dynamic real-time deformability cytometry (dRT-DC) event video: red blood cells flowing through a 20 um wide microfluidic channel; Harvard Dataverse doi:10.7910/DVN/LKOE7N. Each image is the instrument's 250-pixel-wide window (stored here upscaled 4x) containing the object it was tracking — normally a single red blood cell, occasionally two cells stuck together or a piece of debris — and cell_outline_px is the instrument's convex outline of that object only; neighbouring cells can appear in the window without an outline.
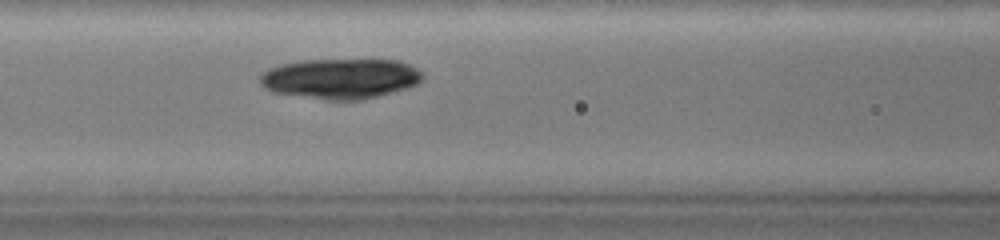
{"species": "common noctule bat (a hibernating species)", "species_latin": "Nyctalus noctula", "temperature_condition": "warm", "stored_images_in_passage": 44, "camera_frame_rate_fps": 3000, "um_per_image_px": 0.085, "animal": {"sex": "female", "body_mass_g": 19.0, "forearm_length_mm": 51.5}, "frame": {"image": 1, "passage_image": 15, "time_ms": 4.667, "image_size_px": [1000, 240], "cell_outline_px": [[424, 76], [416, 84], [404, 88], [376, 96], [360, 100], [328, 100], [272, 92], [264, 88], [260, 84], [260, 76], [268, 68], [284, 64], [304, 60], [400, 60], [416, 68]], "centroid_in_image_um": [28.9, 6.68], "position_along_channel_um": 137.7, "area_um2": 37.74}}
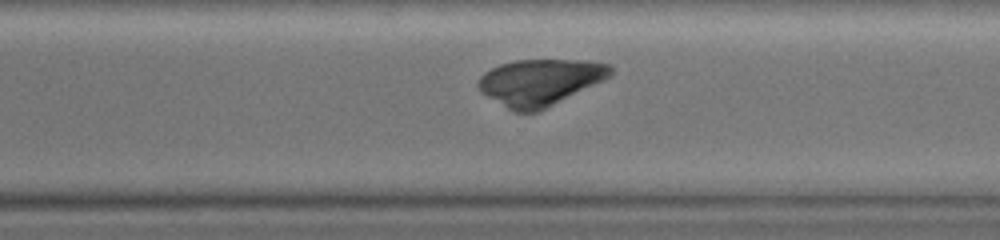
{"frame": {"image": 2, "passage_image": 34, "time_ms": 11.0, "image_size_px": [1000, 240], "cell_outline_px": [[612, 76], [604, 80], [536, 112], [512, 112], [488, 96], [476, 84], [480, 76], [484, 72], [500, 64], [516, 60], [584, 60], [612, 64]], "centroid_in_image_um": [45.91, 6.97], "position_along_channel_um": 324.7, "area_um2": 35.43}}
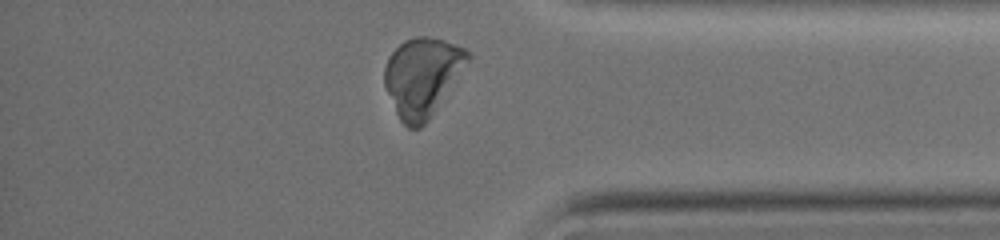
{"frame": {"image": 3, "passage_image": 42, "time_ms": 13.667, "image_size_px": [1000, 240], "cell_outline_px": [[472, 56], [428, 120], [420, 128], [408, 128], [400, 120], [396, 112], [384, 84], [384, 68], [388, 56], [404, 40], [416, 36], [428, 36], [444, 40], [456, 44], [464, 48]], "centroid_in_image_um": [35.88, 6.5], "position_along_channel_um": 399.3, "area_um2": 37.8}}